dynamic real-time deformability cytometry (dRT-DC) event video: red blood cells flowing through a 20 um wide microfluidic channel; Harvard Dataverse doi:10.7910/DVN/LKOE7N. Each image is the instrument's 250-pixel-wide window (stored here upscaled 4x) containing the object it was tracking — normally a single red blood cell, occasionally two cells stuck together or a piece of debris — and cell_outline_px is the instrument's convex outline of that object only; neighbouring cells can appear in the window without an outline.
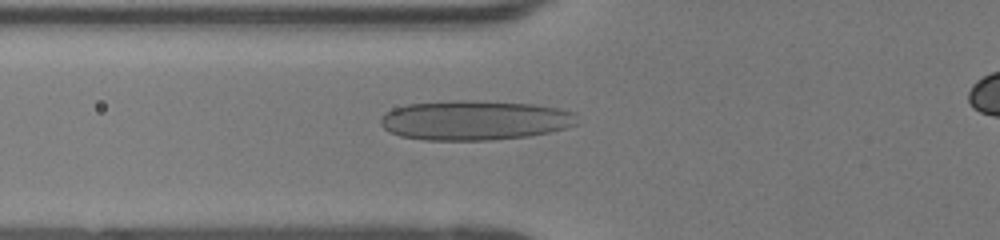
{"species": "human", "species_latin": "Homo sapiens", "temperature_condition": "room temperature", "stored_images_in_passage": 31, "camera_frame_rate_fps": 3000, "um_per_image_px": 0.085, "donor": {"sex": "female"}, "frame": {"image": 1, "passage_image": 2, "time_ms": 0.333, "image_size_px": [1000, 240], "cell_outline_px": [[580, 124], [548, 132], [528, 136], [492, 140], [424, 140], [400, 136], [388, 132], [380, 124], [380, 116], [384, 112], [392, 108], [404, 104], [460, 100], [476, 100], [532, 104], [556, 108], [576, 112]], "centroid_in_image_um": [40.32, 10.22], "position_along_channel_um": 85.5, "area_um2": 45.95}}
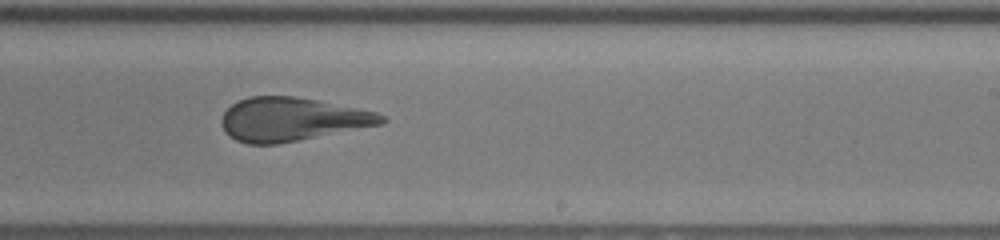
{"frame": {"image": 2, "passage_image": 15, "time_ms": 4.667, "image_size_px": [1000, 240], "cell_outline_px": [[388, 120], [384, 124], [280, 144], [248, 144], [236, 140], [228, 136], [224, 132], [220, 124], [220, 120], [224, 112], [232, 104], [248, 96], [292, 96], [316, 100], [376, 112], [384, 116]], "centroid_in_image_um": [24.79, 10.16], "position_along_channel_um": 264.2, "area_um2": 40.75}}
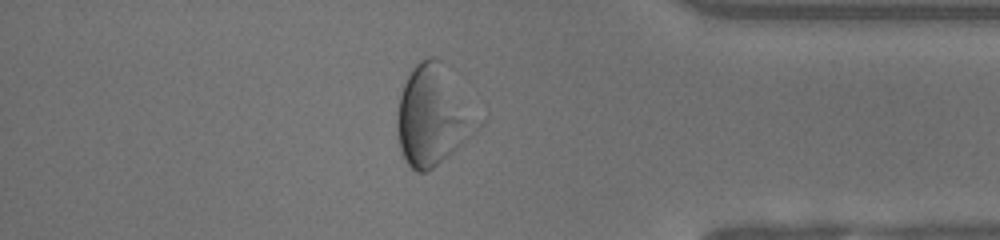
{"frame": {"image": 3, "passage_image": 26, "time_ms": 8.333, "image_size_px": [1000, 240], "cell_outline_px": [[464, 140], [456, 148], [428, 172], [416, 172], [404, 160], [400, 148], [396, 128], [396, 116], [400, 96], [404, 84], [412, 68], [420, 60], [428, 56], [436, 56], [440, 60], [460, 120]], "centroid_in_image_um": [36.32, 9.94], "position_along_channel_um": 398.9, "area_um2": 39.65}}